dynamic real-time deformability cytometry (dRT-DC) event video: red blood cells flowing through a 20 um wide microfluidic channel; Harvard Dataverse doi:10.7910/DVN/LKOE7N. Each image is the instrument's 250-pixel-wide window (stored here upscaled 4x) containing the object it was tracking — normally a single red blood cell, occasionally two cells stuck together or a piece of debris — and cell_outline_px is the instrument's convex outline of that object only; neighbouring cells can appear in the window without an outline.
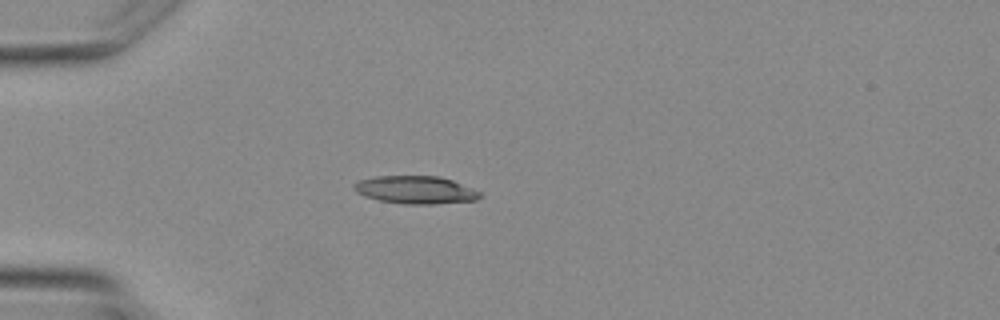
{"species": "Egyptian fruit bat (a non-hibernating species)", "species_latin": "Rousettus aegyptiacus", "temperature_condition": "warm", "stored_images_in_passage": 1, "camera_frame_rate_fps": 3000, "um_per_image_px": 0.085, "animal": {"sex": "female"}, "frame": {"image": 1, "passage_image": 1, "time_ms": 0.0, "image_size_px": [1000, 320], "cell_outline_px": [[480, 196], [476, 200], [432, 204], [404, 204], [380, 200], [364, 196], [356, 192], [352, 188], [352, 184], [360, 180], [376, 176], [436, 176], [452, 180], [480, 192]], "centroid_in_image_um": [35.27, 16.14], "position_along_channel_um": 49.7, "area_um2": 20.23}}